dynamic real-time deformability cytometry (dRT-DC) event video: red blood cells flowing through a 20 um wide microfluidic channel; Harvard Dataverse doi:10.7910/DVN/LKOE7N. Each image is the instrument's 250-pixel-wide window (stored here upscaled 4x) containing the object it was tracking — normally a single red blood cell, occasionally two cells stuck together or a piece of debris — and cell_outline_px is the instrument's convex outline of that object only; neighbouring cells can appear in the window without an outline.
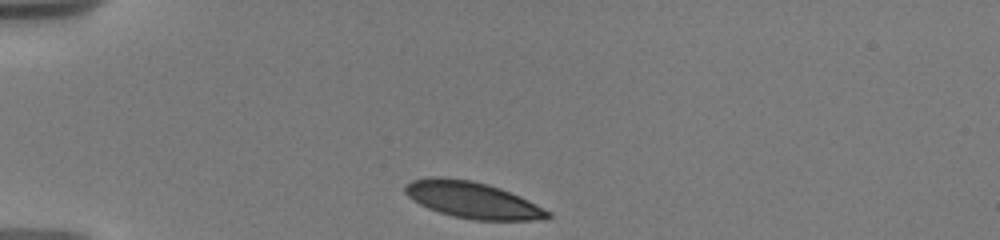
{"species": "human", "species_latin": "Homo sapiens", "temperature_condition": "warm", "stored_images_in_passage": 29, "camera_frame_rate_fps": 3000, "um_per_image_px": 0.085, "donor": {"sex": "male"}, "frame": {"image": 1, "passage_image": 1, "time_ms": 0.0, "image_size_px": [1000, 240], "cell_outline_px": [[552, 216], [548, 220], [476, 220], [452, 216], [428, 208], [412, 200], [404, 192], [404, 184], [412, 180], [428, 176], [440, 176], [472, 180], [488, 184], [500, 188], [520, 196], [552, 212]], "centroid_in_image_um": [40.16, 16.99], "position_along_channel_um": 44.8, "area_um2": 30.63}}
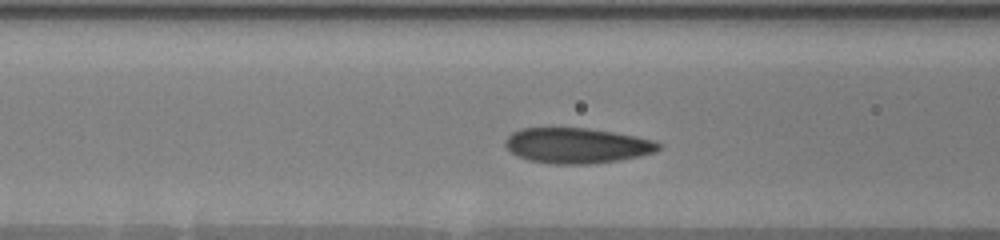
{"frame": {"image": 2, "passage_image": 18, "time_ms": 3.0, "image_size_px": [1000, 240], "cell_outline_px": [[664, 148], [656, 152], [640, 156], [616, 160], [588, 164], [552, 164], [528, 160], [516, 156], [504, 144], [504, 140], [512, 132], [520, 128], [588, 128], [636, 136], [656, 140], [664, 144]], "centroid_in_image_um": [49.08, 12.37], "position_along_channel_um": 117.5, "area_um2": 31.91}}
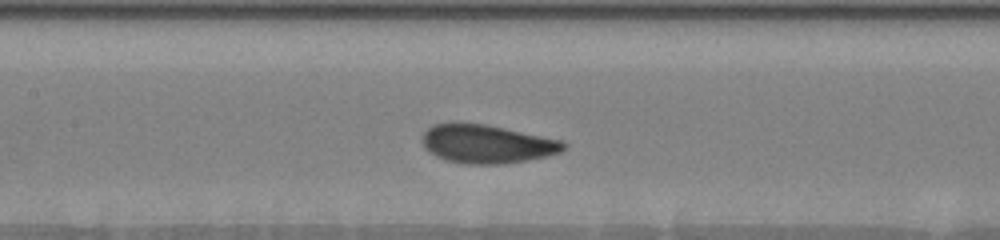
{"frame": {"image": 3, "passage_image": 23, "time_ms": 4.333, "image_size_px": [1000, 240], "cell_outline_px": [[568, 144], [560, 152], [528, 160], [504, 164], [464, 164], [448, 160], [436, 156], [428, 152], [424, 148], [420, 140], [424, 132], [432, 124], [452, 120], [456, 120], [484, 124], [504, 128], [560, 140]], "centroid_in_image_um": [41.28, 12.21], "position_along_channel_um": 166.1, "area_um2": 32.19}}